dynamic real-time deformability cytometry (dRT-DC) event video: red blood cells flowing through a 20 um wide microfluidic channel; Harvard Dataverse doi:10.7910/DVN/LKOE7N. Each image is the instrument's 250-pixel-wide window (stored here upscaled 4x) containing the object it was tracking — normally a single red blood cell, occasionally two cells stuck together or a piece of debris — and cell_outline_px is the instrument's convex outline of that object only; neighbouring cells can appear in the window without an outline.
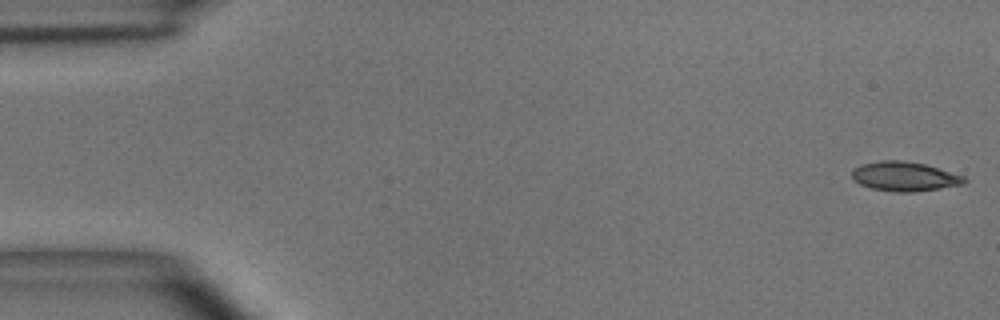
{"species": "common noctule bat (a hibernating species)", "species_latin": "Nyctalus noctula", "temperature_condition": "room temperature", "stored_images_in_passage": 5, "camera_frame_rate_fps": 3000, "um_per_image_px": 0.085, "animal": {"sex": "male", "body_mass_g": 15.6}, "frame": {"image": 1, "passage_image": 1, "time_ms": 0.0, "image_size_px": [1000, 320], "cell_outline_px": [[968, 180], [964, 184], [940, 188], [912, 192], [896, 192], [872, 188], [860, 184], [852, 176], [852, 172], [860, 164], [880, 160], [900, 160], [924, 164], [964, 176]], "centroid_in_image_um": [76.9, 14.99], "position_along_channel_um": 8.1, "area_um2": 19.02}}
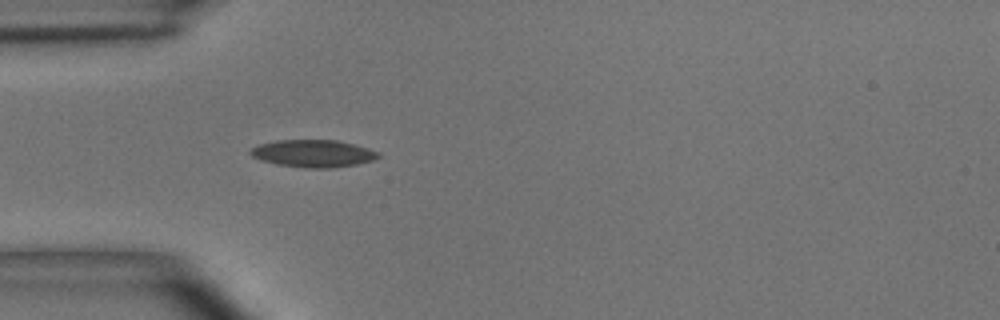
{"frame": {"image": 2, "passage_image": 5, "time_ms": 4.667, "image_size_px": [1000, 320], "cell_outline_px": [[380, 156], [372, 160], [356, 164], [332, 168], [304, 168], [276, 164], [260, 160], [252, 156], [248, 152], [252, 148], [260, 144], [276, 140], [336, 140], [368, 148], [380, 152]], "centroid_in_image_um": [26.6, 13.05], "position_along_channel_um": 58.4, "area_um2": 20.35}}